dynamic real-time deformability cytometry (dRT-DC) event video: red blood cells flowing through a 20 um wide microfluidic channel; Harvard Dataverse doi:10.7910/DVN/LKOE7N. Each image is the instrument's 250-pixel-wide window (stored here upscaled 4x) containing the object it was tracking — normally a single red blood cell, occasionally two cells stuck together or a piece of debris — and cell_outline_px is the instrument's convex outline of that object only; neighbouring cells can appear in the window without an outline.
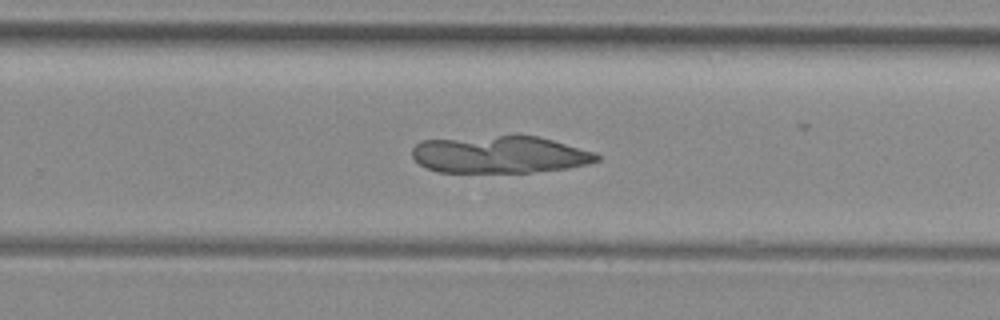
{"species": "common noctule bat (a hibernating species)", "species_latin": "Nyctalus noctula", "temperature_condition": "room temperature", "stored_images_in_passage": 36, "camera_frame_rate_fps": 3000, "um_per_image_px": 0.085, "animal": {"sex": "female", "body_mass_g": 29.2, "forearm_length_mm": 56.3}, "frame": {"image": 1, "passage_image": 21, "time_ms": 6.667, "image_size_px": [1000, 320], "cell_outline_px": [[600, 160], [588, 164], [568, 168], [532, 172], [436, 172], [420, 164], [412, 156], [412, 148], [420, 140], [500, 136], [536, 136], [552, 140], [596, 152], [600, 156]], "centroid_in_image_um": [42.49, 13.14], "position_along_channel_um": 287.3, "area_um2": 39.94}}